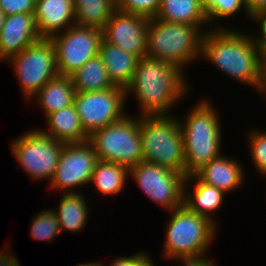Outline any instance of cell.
<instances>
[{"instance_id": "obj_21", "label": "cell", "mask_w": 266, "mask_h": 266, "mask_svg": "<svg viewBox=\"0 0 266 266\" xmlns=\"http://www.w3.org/2000/svg\"><path fill=\"white\" fill-rule=\"evenodd\" d=\"M79 192H63L56 209H53L61 233L65 230L70 231V233H80L87 225L90 212L88 201L84 195L82 196L81 190Z\"/></svg>"}, {"instance_id": "obj_14", "label": "cell", "mask_w": 266, "mask_h": 266, "mask_svg": "<svg viewBox=\"0 0 266 266\" xmlns=\"http://www.w3.org/2000/svg\"><path fill=\"white\" fill-rule=\"evenodd\" d=\"M149 18L115 9L102 29V39L137 56H146Z\"/></svg>"}, {"instance_id": "obj_5", "label": "cell", "mask_w": 266, "mask_h": 266, "mask_svg": "<svg viewBox=\"0 0 266 266\" xmlns=\"http://www.w3.org/2000/svg\"><path fill=\"white\" fill-rule=\"evenodd\" d=\"M147 29L146 56L173 64L183 71L201 57L202 37L209 30L156 18H149Z\"/></svg>"}, {"instance_id": "obj_22", "label": "cell", "mask_w": 266, "mask_h": 266, "mask_svg": "<svg viewBox=\"0 0 266 266\" xmlns=\"http://www.w3.org/2000/svg\"><path fill=\"white\" fill-rule=\"evenodd\" d=\"M155 18L171 23L193 25L196 28H206L203 26L209 25L202 0H161Z\"/></svg>"}, {"instance_id": "obj_19", "label": "cell", "mask_w": 266, "mask_h": 266, "mask_svg": "<svg viewBox=\"0 0 266 266\" xmlns=\"http://www.w3.org/2000/svg\"><path fill=\"white\" fill-rule=\"evenodd\" d=\"M98 56L104 63L113 84L126 89L132 82L139 58L103 39Z\"/></svg>"}, {"instance_id": "obj_36", "label": "cell", "mask_w": 266, "mask_h": 266, "mask_svg": "<svg viewBox=\"0 0 266 266\" xmlns=\"http://www.w3.org/2000/svg\"><path fill=\"white\" fill-rule=\"evenodd\" d=\"M258 92H261L260 94H264L266 98V68H263L262 70V80H261V86L258 90Z\"/></svg>"}, {"instance_id": "obj_18", "label": "cell", "mask_w": 266, "mask_h": 266, "mask_svg": "<svg viewBox=\"0 0 266 266\" xmlns=\"http://www.w3.org/2000/svg\"><path fill=\"white\" fill-rule=\"evenodd\" d=\"M189 186H194V189L188 191ZM225 196L226 194L223 191L202 182L195 174L186 176L183 204L198 215L209 218L218 227L219 223L214 220L215 216L213 215H215V211L217 212L223 206Z\"/></svg>"}, {"instance_id": "obj_3", "label": "cell", "mask_w": 266, "mask_h": 266, "mask_svg": "<svg viewBox=\"0 0 266 266\" xmlns=\"http://www.w3.org/2000/svg\"><path fill=\"white\" fill-rule=\"evenodd\" d=\"M169 213L163 257L180 261L181 265L211 261L208 251L213 239H216L219 227L209 218L189 210L184 204Z\"/></svg>"}, {"instance_id": "obj_15", "label": "cell", "mask_w": 266, "mask_h": 266, "mask_svg": "<svg viewBox=\"0 0 266 266\" xmlns=\"http://www.w3.org/2000/svg\"><path fill=\"white\" fill-rule=\"evenodd\" d=\"M41 38L37 32L34 14L6 16L0 32V62L19 54Z\"/></svg>"}, {"instance_id": "obj_33", "label": "cell", "mask_w": 266, "mask_h": 266, "mask_svg": "<svg viewBox=\"0 0 266 266\" xmlns=\"http://www.w3.org/2000/svg\"><path fill=\"white\" fill-rule=\"evenodd\" d=\"M250 19L253 20L252 22H255L256 25L257 23L260 25L258 28L260 29L259 33L254 36L251 34V37L253 41L264 50L266 48V12L263 9L257 10L250 15Z\"/></svg>"}, {"instance_id": "obj_11", "label": "cell", "mask_w": 266, "mask_h": 266, "mask_svg": "<svg viewBox=\"0 0 266 266\" xmlns=\"http://www.w3.org/2000/svg\"><path fill=\"white\" fill-rule=\"evenodd\" d=\"M73 104L88 136L126 115L125 89L118 86L102 91L76 92Z\"/></svg>"}, {"instance_id": "obj_13", "label": "cell", "mask_w": 266, "mask_h": 266, "mask_svg": "<svg viewBox=\"0 0 266 266\" xmlns=\"http://www.w3.org/2000/svg\"><path fill=\"white\" fill-rule=\"evenodd\" d=\"M98 157L92 145L82 143H64L58 165L50 182V189L63 193L78 192V187L89 185Z\"/></svg>"}, {"instance_id": "obj_38", "label": "cell", "mask_w": 266, "mask_h": 266, "mask_svg": "<svg viewBox=\"0 0 266 266\" xmlns=\"http://www.w3.org/2000/svg\"><path fill=\"white\" fill-rule=\"evenodd\" d=\"M75 266H105L103 263H101L100 261L98 262H88V263H82V264H78V265H75Z\"/></svg>"}, {"instance_id": "obj_7", "label": "cell", "mask_w": 266, "mask_h": 266, "mask_svg": "<svg viewBox=\"0 0 266 266\" xmlns=\"http://www.w3.org/2000/svg\"><path fill=\"white\" fill-rule=\"evenodd\" d=\"M88 142L98 160L122 164L128 168L143 161L140 116L126 114L118 122L93 132Z\"/></svg>"}, {"instance_id": "obj_31", "label": "cell", "mask_w": 266, "mask_h": 266, "mask_svg": "<svg viewBox=\"0 0 266 266\" xmlns=\"http://www.w3.org/2000/svg\"><path fill=\"white\" fill-rule=\"evenodd\" d=\"M36 0H0V9L6 16L14 14H34Z\"/></svg>"}, {"instance_id": "obj_37", "label": "cell", "mask_w": 266, "mask_h": 266, "mask_svg": "<svg viewBox=\"0 0 266 266\" xmlns=\"http://www.w3.org/2000/svg\"><path fill=\"white\" fill-rule=\"evenodd\" d=\"M179 266H217L216 263L214 264L213 260L203 262V263H190V264H183Z\"/></svg>"}, {"instance_id": "obj_8", "label": "cell", "mask_w": 266, "mask_h": 266, "mask_svg": "<svg viewBox=\"0 0 266 266\" xmlns=\"http://www.w3.org/2000/svg\"><path fill=\"white\" fill-rule=\"evenodd\" d=\"M63 142L44 133L40 128L31 129L16 137L10 144L18 166L31 176V179L49 180L58 165Z\"/></svg>"}, {"instance_id": "obj_40", "label": "cell", "mask_w": 266, "mask_h": 266, "mask_svg": "<svg viewBox=\"0 0 266 266\" xmlns=\"http://www.w3.org/2000/svg\"><path fill=\"white\" fill-rule=\"evenodd\" d=\"M263 68H266V48L263 50Z\"/></svg>"}, {"instance_id": "obj_12", "label": "cell", "mask_w": 266, "mask_h": 266, "mask_svg": "<svg viewBox=\"0 0 266 266\" xmlns=\"http://www.w3.org/2000/svg\"><path fill=\"white\" fill-rule=\"evenodd\" d=\"M50 40L56 51L58 74L70 76L88 60L98 56L102 30L74 24Z\"/></svg>"}, {"instance_id": "obj_25", "label": "cell", "mask_w": 266, "mask_h": 266, "mask_svg": "<svg viewBox=\"0 0 266 266\" xmlns=\"http://www.w3.org/2000/svg\"><path fill=\"white\" fill-rule=\"evenodd\" d=\"M70 78L76 92H94L117 87L109 78L105 65L99 56L88 60L71 74Z\"/></svg>"}, {"instance_id": "obj_41", "label": "cell", "mask_w": 266, "mask_h": 266, "mask_svg": "<svg viewBox=\"0 0 266 266\" xmlns=\"http://www.w3.org/2000/svg\"><path fill=\"white\" fill-rule=\"evenodd\" d=\"M145 266H156L153 260L151 259Z\"/></svg>"}, {"instance_id": "obj_35", "label": "cell", "mask_w": 266, "mask_h": 266, "mask_svg": "<svg viewBox=\"0 0 266 266\" xmlns=\"http://www.w3.org/2000/svg\"><path fill=\"white\" fill-rule=\"evenodd\" d=\"M243 2L250 15L266 6V0H243Z\"/></svg>"}, {"instance_id": "obj_28", "label": "cell", "mask_w": 266, "mask_h": 266, "mask_svg": "<svg viewBox=\"0 0 266 266\" xmlns=\"http://www.w3.org/2000/svg\"><path fill=\"white\" fill-rule=\"evenodd\" d=\"M30 235L34 240L53 241L61 234L59 222L53 209H44L31 219Z\"/></svg>"}, {"instance_id": "obj_16", "label": "cell", "mask_w": 266, "mask_h": 266, "mask_svg": "<svg viewBox=\"0 0 266 266\" xmlns=\"http://www.w3.org/2000/svg\"><path fill=\"white\" fill-rule=\"evenodd\" d=\"M34 19L39 37L51 39L75 24L73 0H36Z\"/></svg>"}, {"instance_id": "obj_4", "label": "cell", "mask_w": 266, "mask_h": 266, "mask_svg": "<svg viewBox=\"0 0 266 266\" xmlns=\"http://www.w3.org/2000/svg\"><path fill=\"white\" fill-rule=\"evenodd\" d=\"M199 100L189 109L185 118H179L184 143L185 176L195 174L220 156L222 150V127L217 110L207 97Z\"/></svg>"}, {"instance_id": "obj_2", "label": "cell", "mask_w": 266, "mask_h": 266, "mask_svg": "<svg viewBox=\"0 0 266 266\" xmlns=\"http://www.w3.org/2000/svg\"><path fill=\"white\" fill-rule=\"evenodd\" d=\"M184 73L173 64L144 56L139 59L132 82L125 89L126 101L131 93L135 95L133 98L138 102V111L140 109L138 116L172 114L174 105L190 91L191 85Z\"/></svg>"}, {"instance_id": "obj_6", "label": "cell", "mask_w": 266, "mask_h": 266, "mask_svg": "<svg viewBox=\"0 0 266 266\" xmlns=\"http://www.w3.org/2000/svg\"><path fill=\"white\" fill-rule=\"evenodd\" d=\"M143 161L185 176V155L179 118L176 115L140 116Z\"/></svg>"}, {"instance_id": "obj_20", "label": "cell", "mask_w": 266, "mask_h": 266, "mask_svg": "<svg viewBox=\"0 0 266 266\" xmlns=\"http://www.w3.org/2000/svg\"><path fill=\"white\" fill-rule=\"evenodd\" d=\"M47 129L41 130L63 143H82L88 141L74 104L53 112L46 117ZM49 127V129H48Z\"/></svg>"}, {"instance_id": "obj_39", "label": "cell", "mask_w": 266, "mask_h": 266, "mask_svg": "<svg viewBox=\"0 0 266 266\" xmlns=\"http://www.w3.org/2000/svg\"><path fill=\"white\" fill-rule=\"evenodd\" d=\"M5 18H6V14L0 9V32L4 26Z\"/></svg>"}, {"instance_id": "obj_23", "label": "cell", "mask_w": 266, "mask_h": 266, "mask_svg": "<svg viewBox=\"0 0 266 266\" xmlns=\"http://www.w3.org/2000/svg\"><path fill=\"white\" fill-rule=\"evenodd\" d=\"M76 90L70 76L58 75L49 80L32 98L39 103L45 118L74 103Z\"/></svg>"}, {"instance_id": "obj_1", "label": "cell", "mask_w": 266, "mask_h": 266, "mask_svg": "<svg viewBox=\"0 0 266 266\" xmlns=\"http://www.w3.org/2000/svg\"><path fill=\"white\" fill-rule=\"evenodd\" d=\"M238 30L235 27L207 30L202 37L201 58L229 78L258 91L262 80L263 50L250 33Z\"/></svg>"}, {"instance_id": "obj_30", "label": "cell", "mask_w": 266, "mask_h": 266, "mask_svg": "<svg viewBox=\"0 0 266 266\" xmlns=\"http://www.w3.org/2000/svg\"><path fill=\"white\" fill-rule=\"evenodd\" d=\"M160 4L161 0H115L116 9L147 18H155Z\"/></svg>"}, {"instance_id": "obj_24", "label": "cell", "mask_w": 266, "mask_h": 266, "mask_svg": "<svg viewBox=\"0 0 266 266\" xmlns=\"http://www.w3.org/2000/svg\"><path fill=\"white\" fill-rule=\"evenodd\" d=\"M128 177L129 168L127 166L98 160L89 183H92L98 192L112 197L124 191Z\"/></svg>"}, {"instance_id": "obj_32", "label": "cell", "mask_w": 266, "mask_h": 266, "mask_svg": "<svg viewBox=\"0 0 266 266\" xmlns=\"http://www.w3.org/2000/svg\"><path fill=\"white\" fill-rule=\"evenodd\" d=\"M152 257L144 251H139L136 254L128 256H119L111 260L109 266H145Z\"/></svg>"}, {"instance_id": "obj_9", "label": "cell", "mask_w": 266, "mask_h": 266, "mask_svg": "<svg viewBox=\"0 0 266 266\" xmlns=\"http://www.w3.org/2000/svg\"><path fill=\"white\" fill-rule=\"evenodd\" d=\"M7 61L19 81L25 100L29 102L49 80L59 75L56 51L50 39H40Z\"/></svg>"}, {"instance_id": "obj_17", "label": "cell", "mask_w": 266, "mask_h": 266, "mask_svg": "<svg viewBox=\"0 0 266 266\" xmlns=\"http://www.w3.org/2000/svg\"><path fill=\"white\" fill-rule=\"evenodd\" d=\"M232 157L221 154L205 164L195 175L204 183L225 194L241 188L245 181L244 167Z\"/></svg>"}, {"instance_id": "obj_26", "label": "cell", "mask_w": 266, "mask_h": 266, "mask_svg": "<svg viewBox=\"0 0 266 266\" xmlns=\"http://www.w3.org/2000/svg\"><path fill=\"white\" fill-rule=\"evenodd\" d=\"M75 24L102 30L116 9L115 0H73Z\"/></svg>"}, {"instance_id": "obj_27", "label": "cell", "mask_w": 266, "mask_h": 266, "mask_svg": "<svg viewBox=\"0 0 266 266\" xmlns=\"http://www.w3.org/2000/svg\"><path fill=\"white\" fill-rule=\"evenodd\" d=\"M202 7L207 15L209 29L228 28V26H223L219 22L225 18L228 19L231 16L233 17L235 14L237 15L241 10L247 15L245 17H248V19L250 18V14L243 0H202Z\"/></svg>"}, {"instance_id": "obj_34", "label": "cell", "mask_w": 266, "mask_h": 266, "mask_svg": "<svg viewBox=\"0 0 266 266\" xmlns=\"http://www.w3.org/2000/svg\"><path fill=\"white\" fill-rule=\"evenodd\" d=\"M6 248L4 252L0 251V266H21L16 254L13 251L8 252Z\"/></svg>"}, {"instance_id": "obj_29", "label": "cell", "mask_w": 266, "mask_h": 266, "mask_svg": "<svg viewBox=\"0 0 266 266\" xmlns=\"http://www.w3.org/2000/svg\"><path fill=\"white\" fill-rule=\"evenodd\" d=\"M248 132V145L254 168L259 174L266 176V130L257 128L248 130Z\"/></svg>"}, {"instance_id": "obj_10", "label": "cell", "mask_w": 266, "mask_h": 266, "mask_svg": "<svg viewBox=\"0 0 266 266\" xmlns=\"http://www.w3.org/2000/svg\"><path fill=\"white\" fill-rule=\"evenodd\" d=\"M129 178L160 207L171 211L183 205L186 176L182 173L142 161L129 168Z\"/></svg>"}]
</instances>
